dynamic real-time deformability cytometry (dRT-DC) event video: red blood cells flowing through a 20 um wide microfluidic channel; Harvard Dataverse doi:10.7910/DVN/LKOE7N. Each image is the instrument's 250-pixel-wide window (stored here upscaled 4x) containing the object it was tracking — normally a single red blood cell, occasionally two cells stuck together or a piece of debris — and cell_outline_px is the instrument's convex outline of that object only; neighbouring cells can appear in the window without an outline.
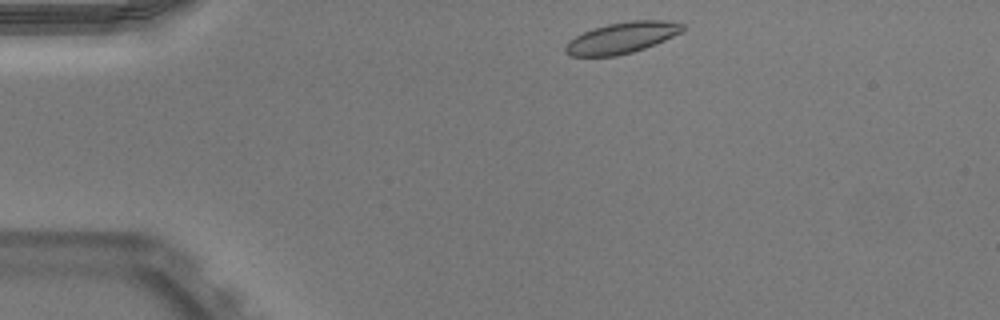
{"species": "Egyptian fruit bat (a non-hibernating species)", "species_latin": "Rousettus aegyptiacus", "temperature_condition": "warm", "stored_images_in_passage": 42, "camera_frame_rate_fps": 3000, "um_per_image_px": 0.085, "animal": {"sex": "male"}, "frame": {"image": 1, "passage_image": 1, "time_ms": 0.0, "image_size_px": [1000, 320], "cell_outline_px": [[684, 32], [656, 44], [632, 52], [616, 56], [568, 56], [564, 52], [564, 48], [568, 40], [592, 28], [608, 24], [632, 20], [664, 20], [684, 24]], "centroid_in_image_um": [52.86, 3.21], "position_along_channel_um": 32.1, "area_um2": 21.44}}
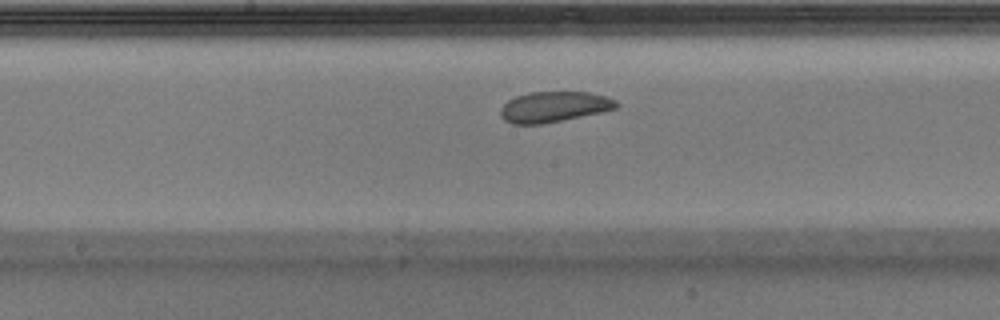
{"frame": {"image": 2, "passage_image": 18, "time_ms": 5.667, "image_size_px": [1000, 320], "cell_outline_px": [[620, 104], [616, 108], [600, 112], [544, 124], [512, 124], [504, 120], [500, 116], [500, 108], [508, 100], [516, 96], [528, 92], [588, 92], [604, 96], [616, 100]], "centroid_in_image_um": [47.05, 9.08], "position_along_channel_um": 201.1, "area_um2": 20.63}}
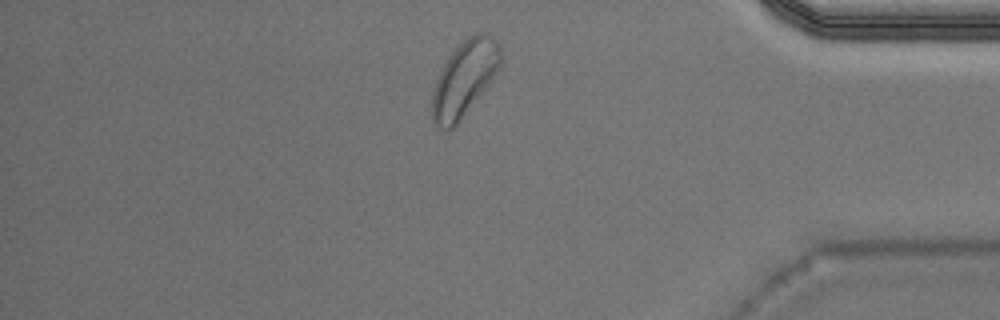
{"frame": {"image": 3, "passage_image": 35, "time_ms": 11.333, "image_size_px": [1000, 320], "cell_outline_px": [[504, 60], [500, 68], [456, 128], [436, 128], [432, 120], [432, 92], [436, 80], [448, 56], [468, 36], [476, 32], [488, 32], [500, 44], [504, 52]], "centroid_in_image_um": [39.52, 6.66], "position_along_channel_um": 395.7, "area_um2": 30.63}}